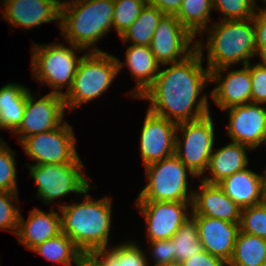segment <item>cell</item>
I'll list each match as a JSON object with an SVG mask.
<instances>
[{
  "instance_id": "6da1fadb",
  "label": "cell",
  "mask_w": 266,
  "mask_h": 266,
  "mask_svg": "<svg viewBox=\"0 0 266 266\" xmlns=\"http://www.w3.org/2000/svg\"><path fill=\"white\" fill-rule=\"evenodd\" d=\"M202 55L203 52L196 48L185 59L159 71L153 83L139 97L151 102L148 111L176 124L210 113L207 96L203 95L198 100L201 90L210 83V71L203 68Z\"/></svg>"
},
{
  "instance_id": "7a4b0ae2",
  "label": "cell",
  "mask_w": 266,
  "mask_h": 266,
  "mask_svg": "<svg viewBox=\"0 0 266 266\" xmlns=\"http://www.w3.org/2000/svg\"><path fill=\"white\" fill-rule=\"evenodd\" d=\"M87 188L80 203L59 205L61 232L65 233L81 252L105 248L111 229V198L93 200Z\"/></svg>"
},
{
  "instance_id": "3957f363",
  "label": "cell",
  "mask_w": 266,
  "mask_h": 266,
  "mask_svg": "<svg viewBox=\"0 0 266 266\" xmlns=\"http://www.w3.org/2000/svg\"><path fill=\"white\" fill-rule=\"evenodd\" d=\"M208 29L207 41L196 40L200 52L207 49L209 71L236 65L243 61L247 65L257 55L253 17L244 20H221Z\"/></svg>"
},
{
  "instance_id": "277c9868",
  "label": "cell",
  "mask_w": 266,
  "mask_h": 266,
  "mask_svg": "<svg viewBox=\"0 0 266 266\" xmlns=\"http://www.w3.org/2000/svg\"><path fill=\"white\" fill-rule=\"evenodd\" d=\"M114 0L65 1L58 22L68 43L89 50L113 28Z\"/></svg>"
},
{
  "instance_id": "5b68a950",
  "label": "cell",
  "mask_w": 266,
  "mask_h": 266,
  "mask_svg": "<svg viewBox=\"0 0 266 266\" xmlns=\"http://www.w3.org/2000/svg\"><path fill=\"white\" fill-rule=\"evenodd\" d=\"M118 74L116 57L97 47L90 49L80 60L72 87L64 95L65 108L71 111L102 96Z\"/></svg>"
},
{
  "instance_id": "8992f818",
  "label": "cell",
  "mask_w": 266,
  "mask_h": 266,
  "mask_svg": "<svg viewBox=\"0 0 266 266\" xmlns=\"http://www.w3.org/2000/svg\"><path fill=\"white\" fill-rule=\"evenodd\" d=\"M145 169L148 184L141 190L136 202H192L194 190L188 193V171L193 179L196 176L175 154L150 163Z\"/></svg>"
},
{
  "instance_id": "52a82bcc",
  "label": "cell",
  "mask_w": 266,
  "mask_h": 266,
  "mask_svg": "<svg viewBox=\"0 0 266 266\" xmlns=\"http://www.w3.org/2000/svg\"><path fill=\"white\" fill-rule=\"evenodd\" d=\"M72 48H67L64 44H44L36 45L32 51L31 67L34 77L42 83L49 85L52 88V93L65 95L61 91L67 84V91L70 90L73 84L74 76L81 57H77L76 51H83L84 49L71 44ZM54 88V89H53Z\"/></svg>"
},
{
  "instance_id": "ba28073f",
  "label": "cell",
  "mask_w": 266,
  "mask_h": 266,
  "mask_svg": "<svg viewBox=\"0 0 266 266\" xmlns=\"http://www.w3.org/2000/svg\"><path fill=\"white\" fill-rule=\"evenodd\" d=\"M214 123L209 114L177 124L183 139L176 134L175 155L197 177L207 170L214 145Z\"/></svg>"
},
{
  "instance_id": "9c48e42d",
  "label": "cell",
  "mask_w": 266,
  "mask_h": 266,
  "mask_svg": "<svg viewBox=\"0 0 266 266\" xmlns=\"http://www.w3.org/2000/svg\"><path fill=\"white\" fill-rule=\"evenodd\" d=\"M26 165L37 184L38 198L47 205L70 192L83 194L90 187L79 156L72 163Z\"/></svg>"
},
{
  "instance_id": "30bf717a",
  "label": "cell",
  "mask_w": 266,
  "mask_h": 266,
  "mask_svg": "<svg viewBox=\"0 0 266 266\" xmlns=\"http://www.w3.org/2000/svg\"><path fill=\"white\" fill-rule=\"evenodd\" d=\"M75 142L72 127L63 122L51 131L24 138L20 144L35 165H54L72 163L78 157Z\"/></svg>"
},
{
  "instance_id": "8fae6325",
  "label": "cell",
  "mask_w": 266,
  "mask_h": 266,
  "mask_svg": "<svg viewBox=\"0 0 266 266\" xmlns=\"http://www.w3.org/2000/svg\"><path fill=\"white\" fill-rule=\"evenodd\" d=\"M194 40L195 37L175 15L165 14L155 29L149 47L160 64L170 65L185 59L197 48V41Z\"/></svg>"
},
{
  "instance_id": "7c38bea8",
  "label": "cell",
  "mask_w": 266,
  "mask_h": 266,
  "mask_svg": "<svg viewBox=\"0 0 266 266\" xmlns=\"http://www.w3.org/2000/svg\"><path fill=\"white\" fill-rule=\"evenodd\" d=\"M27 94L24 115L20 126L13 132L19 134V143L26 137L51 131L64 122V96L50 92L38 100Z\"/></svg>"
},
{
  "instance_id": "4fadbf2b",
  "label": "cell",
  "mask_w": 266,
  "mask_h": 266,
  "mask_svg": "<svg viewBox=\"0 0 266 266\" xmlns=\"http://www.w3.org/2000/svg\"><path fill=\"white\" fill-rule=\"evenodd\" d=\"M192 202H136L145 218L148 241L171 239L190 217L188 208Z\"/></svg>"
},
{
  "instance_id": "5bb4252c",
  "label": "cell",
  "mask_w": 266,
  "mask_h": 266,
  "mask_svg": "<svg viewBox=\"0 0 266 266\" xmlns=\"http://www.w3.org/2000/svg\"><path fill=\"white\" fill-rule=\"evenodd\" d=\"M177 124L147 110L140 135L143 165L175 154Z\"/></svg>"
},
{
  "instance_id": "9a60e30c",
  "label": "cell",
  "mask_w": 266,
  "mask_h": 266,
  "mask_svg": "<svg viewBox=\"0 0 266 266\" xmlns=\"http://www.w3.org/2000/svg\"><path fill=\"white\" fill-rule=\"evenodd\" d=\"M247 103L229 108L227 134L232 142L258 148L266 140V108Z\"/></svg>"
},
{
  "instance_id": "2e32d148",
  "label": "cell",
  "mask_w": 266,
  "mask_h": 266,
  "mask_svg": "<svg viewBox=\"0 0 266 266\" xmlns=\"http://www.w3.org/2000/svg\"><path fill=\"white\" fill-rule=\"evenodd\" d=\"M228 68L230 66L210 71V82H219L210 95L223 111L251 102L252 82L249 68L246 65L238 70L231 71ZM224 70H229L226 76H223Z\"/></svg>"
},
{
  "instance_id": "e0dca14e",
  "label": "cell",
  "mask_w": 266,
  "mask_h": 266,
  "mask_svg": "<svg viewBox=\"0 0 266 266\" xmlns=\"http://www.w3.org/2000/svg\"><path fill=\"white\" fill-rule=\"evenodd\" d=\"M191 217L197 224L203 249L228 264L240 232V223L227 222L209 216Z\"/></svg>"
},
{
  "instance_id": "ac0fdd59",
  "label": "cell",
  "mask_w": 266,
  "mask_h": 266,
  "mask_svg": "<svg viewBox=\"0 0 266 266\" xmlns=\"http://www.w3.org/2000/svg\"><path fill=\"white\" fill-rule=\"evenodd\" d=\"M4 21L14 27L32 29L35 26L60 21L57 0H4Z\"/></svg>"
},
{
  "instance_id": "d6986e66",
  "label": "cell",
  "mask_w": 266,
  "mask_h": 266,
  "mask_svg": "<svg viewBox=\"0 0 266 266\" xmlns=\"http://www.w3.org/2000/svg\"><path fill=\"white\" fill-rule=\"evenodd\" d=\"M199 190V191H198ZM193 191L191 216H209L227 222L239 223L241 208L233 202L218 184L201 181V188Z\"/></svg>"
},
{
  "instance_id": "ffe728a7",
  "label": "cell",
  "mask_w": 266,
  "mask_h": 266,
  "mask_svg": "<svg viewBox=\"0 0 266 266\" xmlns=\"http://www.w3.org/2000/svg\"><path fill=\"white\" fill-rule=\"evenodd\" d=\"M49 213L38 209L31 210L29 218L25 220L19 214L17 237L18 242L32 250L38 244L51 239L61 233V215L52 208Z\"/></svg>"
},
{
  "instance_id": "44dd1931",
  "label": "cell",
  "mask_w": 266,
  "mask_h": 266,
  "mask_svg": "<svg viewBox=\"0 0 266 266\" xmlns=\"http://www.w3.org/2000/svg\"><path fill=\"white\" fill-rule=\"evenodd\" d=\"M218 186L241 209L258 205L264 202L265 171L262 176L245 168L223 179Z\"/></svg>"
},
{
  "instance_id": "7402d4cb",
  "label": "cell",
  "mask_w": 266,
  "mask_h": 266,
  "mask_svg": "<svg viewBox=\"0 0 266 266\" xmlns=\"http://www.w3.org/2000/svg\"><path fill=\"white\" fill-rule=\"evenodd\" d=\"M118 72L128 65L130 73L136 78V86L130 92L131 96L139 98L153 83L159 73L160 63L156 60L149 46L131 45L126 50V61L117 58ZM134 92V93H133Z\"/></svg>"
},
{
  "instance_id": "603a6c76",
  "label": "cell",
  "mask_w": 266,
  "mask_h": 266,
  "mask_svg": "<svg viewBox=\"0 0 266 266\" xmlns=\"http://www.w3.org/2000/svg\"><path fill=\"white\" fill-rule=\"evenodd\" d=\"M252 150L248 146L237 142H230L215 152L211 153L207 169L211 171L210 177L205 176L203 181L208 184H218L223 179L233 175L235 172L248 167L246 151Z\"/></svg>"
},
{
  "instance_id": "cb8c5ba5",
  "label": "cell",
  "mask_w": 266,
  "mask_h": 266,
  "mask_svg": "<svg viewBox=\"0 0 266 266\" xmlns=\"http://www.w3.org/2000/svg\"><path fill=\"white\" fill-rule=\"evenodd\" d=\"M30 90L20 84L9 83L0 88V129L13 132L20 126Z\"/></svg>"
},
{
  "instance_id": "d4e9b609",
  "label": "cell",
  "mask_w": 266,
  "mask_h": 266,
  "mask_svg": "<svg viewBox=\"0 0 266 266\" xmlns=\"http://www.w3.org/2000/svg\"><path fill=\"white\" fill-rule=\"evenodd\" d=\"M266 263V239L239 232L228 266H264Z\"/></svg>"
},
{
  "instance_id": "484cf974",
  "label": "cell",
  "mask_w": 266,
  "mask_h": 266,
  "mask_svg": "<svg viewBox=\"0 0 266 266\" xmlns=\"http://www.w3.org/2000/svg\"><path fill=\"white\" fill-rule=\"evenodd\" d=\"M164 15L157 7L147 3L137 19L120 38L124 42L132 41L133 45L150 46L155 29Z\"/></svg>"
},
{
  "instance_id": "4316f807",
  "label": "cell",
  "mask_w": 266,
  "mask_h": 266,
  "mask_svg": "<svg viewBox=\"0 0 266 266\" xmlns=\"http://www.w3.org/2000/svg\"><path fill=\"white\" fill-rule=\"evenodd\" d=\"M212 0H183L181 8L175 15L180 23L194 36L204 33L208 28Z\"/></svg>"
},
{
  "instance_id": "83f0119b",
  "label": "cell",
  "mask_w": 266,
  "mask_h": 266,
  "mask_svg": "<svg viewBox=\"0 0 266 266\" xmlns=\"http://www.w3.org/2000/svg\"><path fill=\"white\" fill-rule=\"evenodd\" d=\"M107 248L93 251L103 261L104 266H148L144 251L131 241L118 244L112 249Z\"/></svg>"
},
{
  "instance_id": "f1b7e54d",
  "label": "cell",
  "mask_w": 266,
  "mask_h": 266,
  "mask_svg": "<svg viewBox=\"0 0 266 266\" xmlns=\"http://www.w3.org/2000/svg\"><path fill=\"white\" fill-rule=\"evenodd\" d=\"M32 251L44 256L48 261L58 262L65 266H72L77 255L81 252L74 242L65 234L57 236L38 244Z\"/></svg>"
},
{
  "instance_id": "f546056e",
  "label": "cell",
  "mask_w": 266,
  "mask_h": 266,
  "mask_svg": "<svg viewBox=\"0 0 266 266\" xmlns=\"http://www.w3.org/2000/svg\"><path fill=\"white\" fill-rule=\"evenodd\" d=\"M172 239L173 255L177 262L181 263L204 250L199 240L197 224L191 216L181 225Z\"/></svg>"
},
{
  "instance_id": "4dcf8cb0",
  "label": "cell",
  "mask_w": 266,
  "mask_h": 266,
  "mask_svg": "<svg viewBox=\"0 0 266 266\" xmlns=\"http://www.w3.org/2000/svg\"><path fill=\"white\" fill-rule=\"evenodd\" d=\"M147 0H114L113 27L121 36L137 19Z\"/></svg>"
},
{
  "instance_id": "1f68e13d",
  "label": "cell",
  "mask_w": 266,
  "mask_h": 266,
  "mask_svg": "<svg viewBox=\"0 0 266 266\" xmlns=\"http://www.w3.org/2000/svg\"><path fill=\"white\" fill-rule=\"evenodd\" d=\"M240 231L266 239V202L241 210Z\"/></svg>"
},
{
  "instance_id": "d6a6232c",
  "label": "cell",
  "mask_w": 266,
  "mask_h": 266,
  "mask_svg": "<svg viewBox=\"0 0 266 266\" xmlns=\"http://www.w3.org/2000/svg\"><path fill=\"white\" fill-rule=\"evenodd\" d=\"M213 9L222 12V20H244L254 17L255 0H212Z\"/></svg>"
},
{
  "instance_id": "836d02e7",
  "label": "cell",
  "mask_w": 266,
  "mask_h": 266,
  "mask_svg": "<svg viewBox=\"0 0 266 266\" xmlns=\"http://www.w3.org/2000/svg\"><path fill=\"white\" fill-rule=\"evenodd\" d=\"M12 151L4 140L0 139V191L18 193L15 154Z\"/></svg>"
},
{
  "instance_id": "e575fe53",
  "label": "cell",
  "mask_w": 266,
  "mask_h": 266,
  "mask_svg": "<svg viewBox=\"0 0 266 266\" xmlns=\"http://www.w3.org/2000/svg\"><path fill=\"white\" fill-rule=\"evenodd\" d=\"M18 193L0 191V229L8 230L16 235L18 230L20 209L13 205L18 201Z\"/></svg>"
},
{
  "instance_id": "d590c367",
  "label": "cell",
  "mask_w": 266,
  "mask_h": 266,
  "mask_svg": "<svg viewBox=\"0 0 266 266\" xmlns=\"http://www.w3.org/2000/svg\"><path fill=\"white\" fill-rule=\"evenodd\" d=\"M251 75V102L257 104L266 103V65L262 62L246 65Z\"/></svg>"
},
{
  "instance_id": "8d00e7d4",
  "label": "cell",
  "mask_w": 266,
  "mask_h": 266,
  "mask_svg": "<svg viewBox=\"0 0 266 266\" xmlns=\"http://www.w3.org/2000/svg\"><path fill=\"white\" fill-rule=\"evenodd\" d=\"M151 256L155 259L153 266H159L170 262H176L173 255V239L149 241Z\"/></svg>"
},
{
  "instance_id": "74e56055",
  "label": "cell",
  "mask_w": 266,
  "mask_h": 266,
  "mask_svg": "<svg viewBox=\"0 0 266 266\" xmlns=\"http://www.w3.org/2000/svg\"><path fill=\"white\" fill-rule=\"evenodd\" d=\"M253 22L255 27L257 55L260 56L266 50V7L256 9Z\"/></svg>"
},
{
  "instance_id": "f35d334b",
  "label": "cell",
  "mask_w": 266,
  "mask_h": 266,
  "mask_svg": "<svg viewBox=\"0 0 266 266\" xmlns=\"http://www.w3.org/2000/svg\"><path fill=\"white\" fill-rule=\"evenodd\" d=\"M182 266H225L227 265L219 257L213 256L203 250L198 254L191 256L189 259L181 262Z\"/></svg>"
},
{
  "instance_id": "ab89813d",
  "label": "cell",
  "mask_w": 266,
  "mask_h": 266,
  "mask_svg": "<svg viewBox=\"0 0 266 266\" xmlns=\"http://www.w3.org/2000/svg\"><path fill=\"white\" fill-rule=\"evenodd\" d=\"M148 4L157 7L167 15H176L181 8L183 0H147Z\"/></svg>"
},
{
  "instance_id": "60d3db41",
  "label": "cell",
  "mask_w": 266,
  "mask_h": 266,
  "mask_svg": "<svg viewBox=\"0 0 266 266\" xmlns=\"http://www.w3.org/2000/svg\"><path fill=\"white\" fill-rule=\"evenodd\" d=\"M75 266H104L103 261L93 252H80L75 260Z\"/></svg>"
},
{
  "instance_id": "b9f144b4",
  "label": "cell",
  "mask_w": 266,
  "mask_h": 266,
  "mask_svg": "<svg viewBox=\"0 0 266 266\" xmlns=\"http://www.w3.org/2000/svg\"><path fill=\"white\" fill-rule=\"evenodd\" d=\"M159 266H182L180 262H170L167 264L159 265Z\"/></svg>"
},
{
  "instance_id": "7bdbcfd3",
  "label": "cell",
  "mask_w": 266,
  "mask_h": 266,
  "mask_svg": "<svg viewBox=\"0 0 266 266\" xmlns=\"http://www.w3.org/2000/svg\"><path fill=\"white\" fill-rule=\"evenodd\" d=\"M260 59L262 60V63L266 65V50L260 55Z\"/></svg>"
},
{
  "instance_id": "ee69618b",
  "label": "cell",
  "mask_w": 266,
  "mask_h": 266,
  "mask_svg": "<svg viewBox=\"0 0 266 266\" xmlns=\"http://www.w3.org/2000/svg\"><path fill=\"white\" fill-rule=\"evenodd\" d=\"M264 201L266 202V169H265V192H264Z\"/></svg>"
},
{
  "instance_id": "f6af8a7d",
  "label": "cell",
  "mask_w": 266,
  "mask_h": 266,
  "mask_svg": "<svg viewBox=\"0 0 266 266\" xmlns=\"http://www.w3.org/2000/svg\"><path fill=\"white\" fill-rule=\"evenodd\" d=\"M72 1H77V0H72ZM57 3L59 4L60 7L64 5V1L57 0Z\"/></svg>"
}]
</instances>
